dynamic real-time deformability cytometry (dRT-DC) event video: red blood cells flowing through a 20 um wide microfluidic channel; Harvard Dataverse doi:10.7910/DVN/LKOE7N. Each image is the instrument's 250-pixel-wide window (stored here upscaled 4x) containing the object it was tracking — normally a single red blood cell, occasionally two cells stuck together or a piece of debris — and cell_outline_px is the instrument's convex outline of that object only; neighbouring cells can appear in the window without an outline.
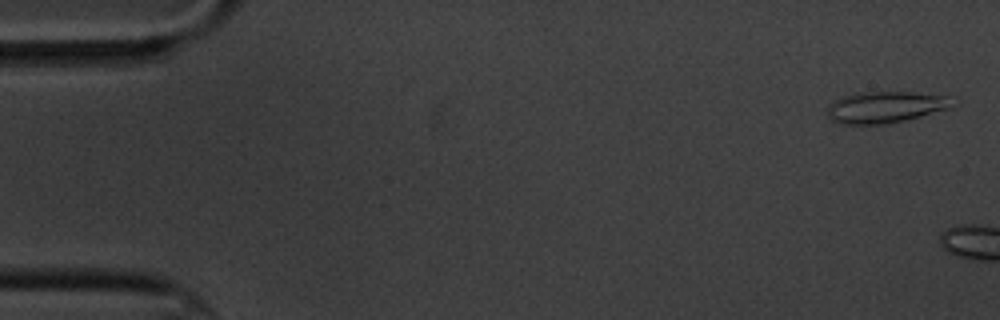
{"species": "common noctule bat (a hibernating species)", "species_latin": "Nyctalus noctula", "temperature_condition": "cold", "stored_images_in_passage": 3, "camera_frame_rate_fps": 3000, "um_per_image_px": 0.085, "animal": {"sex": "male", "body_mass_g": 20.1, "forearm_length_mm": 53.5}, "frame": {"image": 1, "passage_image": 1, "time_ms": 0.0, "image_size_px": [1000, 320], "cell_outline_px": [[952, 104], [948, 108], [920, 116], [888, 124], [844, 124], [832, 120], [828, 116], [828, 104], [832, 100], [856, 92], [912, 92], [944, 96]], "centroid_in_image_um": [75.14, 9.11], "position_along_channel_um": 9.9, "area_um2": 22.54}}